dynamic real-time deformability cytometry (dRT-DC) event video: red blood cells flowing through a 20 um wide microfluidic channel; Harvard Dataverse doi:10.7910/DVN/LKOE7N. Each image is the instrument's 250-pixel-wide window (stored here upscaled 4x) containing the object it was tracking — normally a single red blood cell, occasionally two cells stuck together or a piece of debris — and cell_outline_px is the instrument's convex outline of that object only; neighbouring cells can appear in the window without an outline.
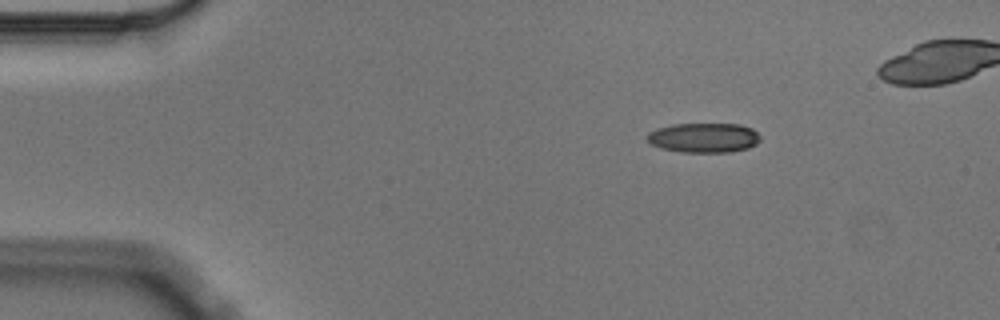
{"species": "Egyptian fruit bat (a non-hibernating species)", "species_latin": "Rousettus aegyptiacus", "temperature_condition": "cold", "stored_images_in_passage": 8, "camera_frame_rate_fps": 3000, "um_per_image_px": 0.085, "animal": {"sex": "male"}, "frame": {"image": 1, "passage_image": 1, "time_ms": 0.0, "image_size_px": [1000, 320], "cell_outline_px": [[760, 140], [756, 144], [748, 148], [728, 152], [680, 152], [660, 148], [644, 140], [648, 132], [656, 128], [672, 124], [740, 124], [752, 128], [760, 136]], "centroid_in_image_um": [59.78, 11.7], "position_along_channel_um": 25.2, "area_um2": 19.77}}
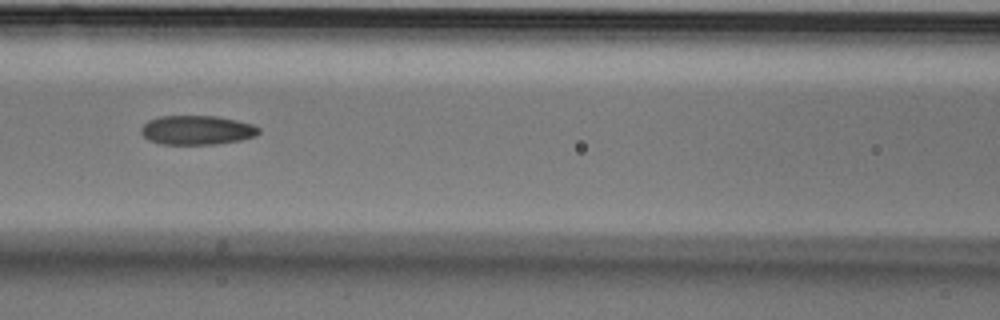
{"frame": {"image": 2, "passage_image": 5, "time_ms": 1.333, "image_size_px": [1000, 320], "cell_outline_px": [[260, 132], [256, 136], [240, 140], [216, 144], [160, 144], [148, 140], [140, 132], [140, 128], [148, 120], [160, 116], [216, 116], [236, 120], [252, 124], [260, 128]], "centroid_in_image_um": [16.73, 11.06], "position_along_channel_um": 149.9, "area_um2": 20.11}}
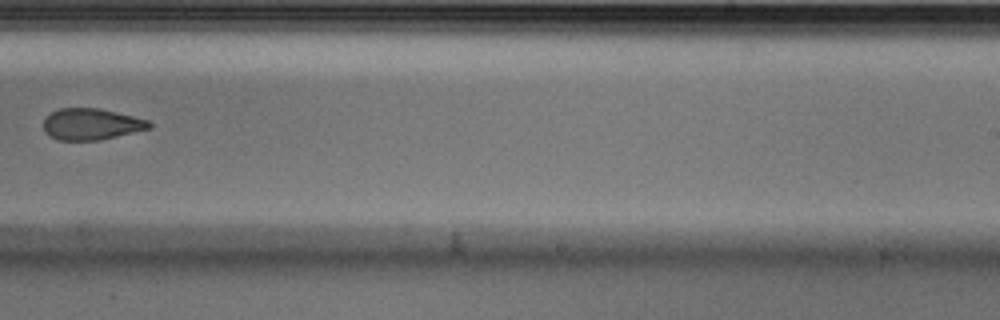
{"frame": {"image": 3, "passage_image": 8, "time_ms": 2.333, "image_size_px": [1000, 320], "cell_outline_px": [[152, 128], [100, 140], [56, 140], [48, 136], [44, 132], [44, 120], [52, 112], [60, 108], [100, 108], [148, 120], [152, 124]], "centroid_in_image_um": [7.75, 10.56], "position_along_channel_um": 281.2, "area_um2": 19.36}}